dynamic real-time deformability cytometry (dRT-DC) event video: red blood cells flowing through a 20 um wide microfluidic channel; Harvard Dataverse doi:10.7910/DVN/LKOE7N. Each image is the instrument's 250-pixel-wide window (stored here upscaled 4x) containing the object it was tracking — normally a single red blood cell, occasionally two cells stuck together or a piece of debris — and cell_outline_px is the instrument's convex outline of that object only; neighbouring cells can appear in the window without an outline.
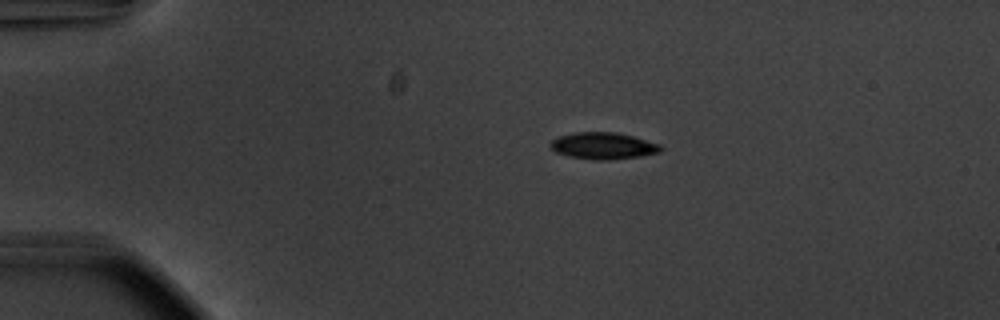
{"species": "common noctule bat (a hibernating species)", "species_latin": "Nyctalus noctula", "temperature_condition": "warm", "stored_images_in_passage": 44, "camera_frame_rate_fps": 3000, "um_per_image_px": 0.085, "animal": {"sex": "male", "body_mass_g": 20.1, "forearm_length_mm": 53.5}, "frame": {"image": 1, "passage_image": 1, "time_ms": 0.0, "image_size_px": [1000, 320], "cell_outline_px": [[664, 148], [660, 152], [640, 156], [608, 160], [592, 160], [568, 156], [556, 152], [548, 144], [556, 136], [576, 132], [616, 132], [632, 136], [660, 144]], "centroid_in_image_um": [51.25, 12.39], "position_along_channel_um": 33.8, "area_um2": 17.28}}
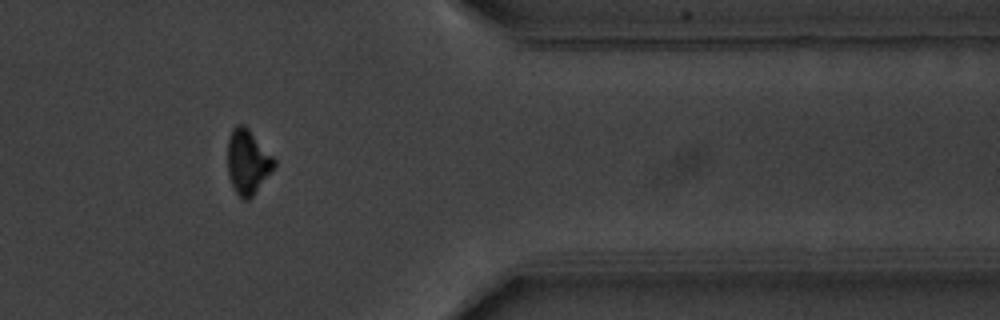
{"frame": {"image": 2, "passage_image": 35, "time_ms": 11.333, "image_size_px": [1000, 320], "cell_outline_px": [[276, 164], [252, 196], [248, 200], [244, 200], [236, 192], [228, 176], [228, 136], [232, 128], [236, 124], [244, 124], [248, 128], [276, 160]], "centroid_in_image_um": [21.03, 13.72], "position_along_channel_um": 390.4, "area_um2": 17.28}}
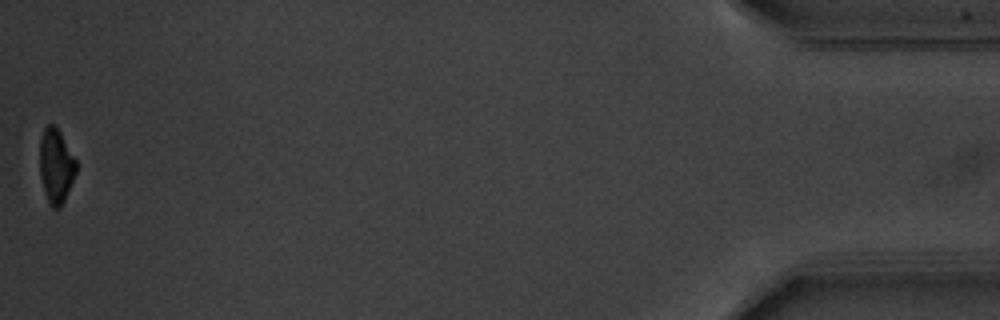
{"frame": {"image": 3, "passage_image": 44, "time_ms": 14.333, "image_size_px": [1000, 320], "cell_outline_px": [[76, 172], [64, 200], [60, 208], [52, 208], [48, 200], [40, 176], [40, 140], [44, 128], [48, 124], [52, 124], [60, 132], [76, 160]], "centroid_in_image_um": [4.75, 14.09], "position_along_channel_um": 430.4, "area_um2": 15.43}, "authors_computed_cell_mechanics": {"area_um2": 17.4845, "velocity_mm_per_s": 3.7485, "shape_relaxation_time_tau1_ms": 2.3304, "shape_relaxation_time_tau2_ms": 9.3709, "deformation_change_tau1": 0.1186, "deformation_change_tau2": 0.1364}}